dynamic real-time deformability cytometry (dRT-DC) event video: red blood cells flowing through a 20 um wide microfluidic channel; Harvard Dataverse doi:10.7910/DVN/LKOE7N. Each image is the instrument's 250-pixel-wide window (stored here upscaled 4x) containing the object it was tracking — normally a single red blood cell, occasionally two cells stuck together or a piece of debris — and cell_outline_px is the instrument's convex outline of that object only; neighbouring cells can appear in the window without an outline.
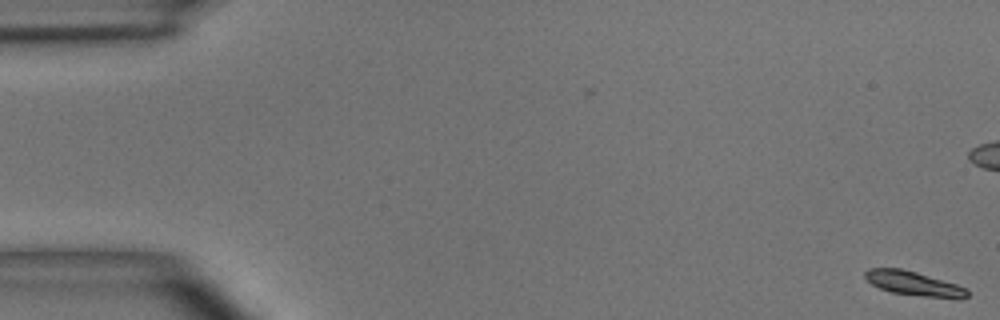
{"species": "common noctule bat (a hibernating species)", "species_latin": "Nyctalus noctula", "temperature_condition": "room temperature", "stored_images_in_passage": 6, "camera_frame_rate_fps": 3000, "um_per_image_px": 0.085, "animal": {"sex": "male", "body_mass_g": 15.6}, "frame": {"image": 1, "passage_image": 1, "time_ms": 0.0, "image_size_px": [1000, 320], "cell_outline_px": [[968, 296], [960, 300], [924, 296], [892, 292], [880, 288], [872, 284], [864, 276], [864, 272], [868, 268], [900, 268], [916, 272], [956, 284], [964, 288], [968, 292]], "centroid_in_image_um": [77.68, 24.1], "position_along_channel_um": 7.3, "area_um2": 14.33}}
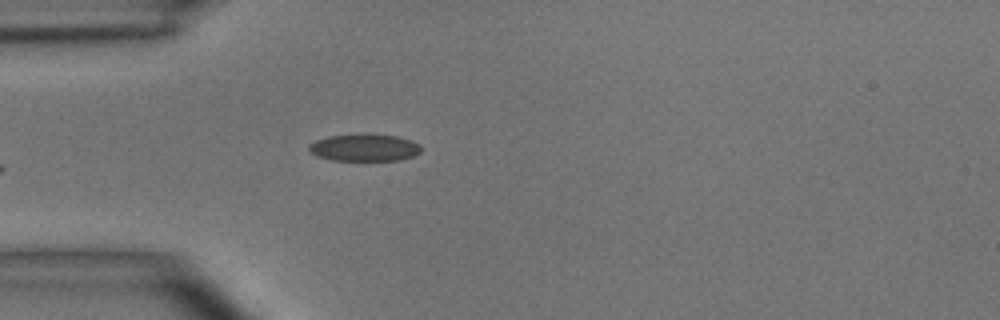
{"frame": {"image": 2, "passage_image": 6, "time_ms": 6.0, "image_size_px": [1000, 320], "cell_outline_px": [[420, 152], [412, 156], [400, 160], [332, 160], [316, 156], [308, 148], [308, 144], [316, 140], [328, 136], [360, 132], [368, 132], [396, 136], [412, 140], [420, 144]], "centroid_in_image_um": [30.96, 12.51], "position_along_channel_um": 54.0, "area_um2": 18.21}}